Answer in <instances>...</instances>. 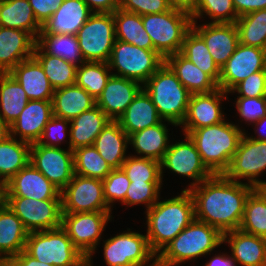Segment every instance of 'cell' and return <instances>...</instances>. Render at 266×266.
<instances>
[{
  "mask_svg": "<svg viewBox=\"0 0 266 266\" xmlns=\"http://www.w3.org/2000/svg\"><path fill=\"white\" fill-rule=\"evenodd\" d=\"M254 187L215 174L190 188L195 219L218 229L222 234L240 228L245 202Z\"/></svg>",
  "mask_w": 266,
  "mask_h": 266,
  "instance_id": "1",
  "label": "cell"
},
{
  "mask_svg": "<svg viewBox=\"0 0 266 266\" xmlns=\"http://www.w3.org/2000/svg\"><path fill=\"white\" fill-rule=\"evenodd\" d=\"M161 197L145 211L146 236L151 250L158 255L194 219V202L188 190L169 199Z\"/></svg>",
  "mask_w": 266,
  "mask_h": 266,
  "instance_id": "2",
  "label": "cell"
},
{
  "mask_svg": "<svg viewBox=\"0 0 266 266\" xmlns=\"http://www.w3.org/2000/svg\"><path fill=\"white\" fill-rule=\"evenodd\" d=\"M245 131L228 118L215 125L181 132L194 142L203 164L215 175L228 170Z\"/></svg>",
  "mask_w": 266,
  "mask_h": 266,
  "instance_id": "3",
  "label": "cell"
},
{
  "mask_svg": "<svg viewBox=\"0 0 266 266\" xmlns=\"http://www.w3.org/2000/svg\"><path fill=\"white\" fill-rule=\"evenodd\" d=\"M221 245L223 234L218 229L194 219L157 255V266H179L186 261L194 263L200 257L211 256Z\"/></svg>",
  "mask_w": 266,
  "mask_h": 266,
  "instance_id": "4",
  "label": "cell"
},
{
  "mask_svg": "<svg viewBox=\"0 0 266 266\" xmlns=\"http://www.w3.org/2000/svg\"><path fill=\"white\" fill-rule=\"evenodd\" d=\"M163 120L177 127L183 122L191 93L182 85L176 74L164 63L143 85Z\"/></svg>",
  "mask_w": 266,
  "mask_h": 266,
  "instance_id": "5",
  "label": "cell"
},
{
  "mask_svg": "<svg viewBox=\"0 0 266 266\" xmlns=\"http://www.w3.org/2000/svg\"><path fill=\"white\" fill-rule=\"evenodd\" d=\"M142 22L154 49L165 59L181 51L193 21L189 13L171 8L167 12L143 15Z\"/></svg>",
  "mask_w": 266,
  "mask_h": 266,
  "instance_id": "6",
  "label": "cell"
},
{
  "mask_svg": "<svg viewBox=\"0 0 266 266\" xmlns=\"http://www.w3.org/2000/svg\"><path fill=\"white\" fill-rule=\"evenodd\" d=\"M25 251L36 260L53 266H86V258L62 227L29 232Z\"/></svg>",
  "mask_w": 266,
  "mask_h": 266,
  "instance_id": "7",
  "label": "cell"
},
{
  "mask_svg": "<svg viewBox=\"0 0 266 266\" xmlns=\"http://www.w3.org/2000/svg\"><path fill=\"white\" fill-rule=\"evenodd\" d=\"M164 63L165 59L156 50H146L117 39L108 61L110 70L116 71H112V75L137 81L141 85Z\"/></svg>",
  "mask_w": 266,
  "mask_h": 266,
  "instance_id": "8",
  "label": "cell"
},
{
  "mask_svg": "<svg viewBox=\"0 0 266 266\" xmlns=\"http://www.w3.org/2000/svg\"><path fill=\"white\" fill-rule=\"evenodd\" d=\"M113 218L112 212L62 213L61 227L86 262H93V254L99 250L97 246L100 247L103 231Z\"/></svg>",
  "mask_w": 266,
  "mask_h": 266,
  "instance_id": "9",
  "label": "cell"
},
{
  "mask_svg": "<svg viewBox=\"0 0 266 266\" xmlns=\"http://www.w3.org/2000/svg\"><path fill=\"white\" fill-rule=\"evenodd\" d=\"M103 257L106 266H156L157 255L151 250L146 234L131 231L104 240Z\"/></svg>",
  "mask_w": 266,
  "mask_h": 266,
  "instance_id": "10",
  "label": "cell"
},
{
  "mask_svg": "<svg viewBox=\"0 0 266 266\" xmlns=\"http://www.w3.org/2000/svg\"><path fill=\"white\" fill-rule=\"evenodd\" d=\"M76 36L84 61L108 63L116 40L113 13H93Z\"/></svg>",
  "mask_w": 266,
  "mask_h": 266,
  "instance_id": "11",
  "label": "cell"
},
{
  "mask_svg": "<svg viewBox=\"0 0 266 266\" xmlns=\"http://www.w3.org/2000/svg\"><path fill=\"white\" fill-rule=\"evenodd\" d=\"M183 135L184 140L169 144L168 150L161 161V177L163 181L165 170L168 169L173 174L175 173L188 179L191 178L192 182L186 188H183V190H189L210 178L213 174L203 164L194 142L188 135Z\"/></svg>",
  "mask_w": 266,
  "mask_h": 266,
  "instance_id": "12",
  "label": "cell"
},
{
  "mask_svg": "<svg viewBox=\"0 0 266 266\" xmlns=\"http://www.w3.org/2000/svg\"><path fill=\"white\" fill-rule=\"evenodd\" d=\"M264 172L266 174V141L251 139L244 133L224 175L232 181L255 188L263 181L259 177Z\"/></svg>",
  "mask_w": 266,
  "mask_h": 266,
  "instance_id": "13",
  "label": "cell"
},
{
  "mask_svg": "<svg viewBox=\"0 0 266 266\" xmlns=\"http://www.w3.org/2000/svg\"><path fill=\"white\" fill-rule=\"evenodd\" d=\"M62 213L112 212L104 198L100 179L74 174L61 191Z\"/></svg>",
  "mask_w": 266,
  "mask_h": 266,
  "instance_id": "14",
  "label": "cell"
},
{
  "mask_svg": "<svg viewBox=\"0 0 266 266\" xmlns=\"http://www.w3.org/2000/svg\"><path fill=\"white\" fill-rule=\"evenodd\" d=\"M6 205L22 221L28 232L61 227V200H34L25 197H6Z\"/></svg>",
  "mask_w": 266,
  "mask_h": 266,
  "instance_id": "15",
  "label": "cell"
},
{
  "mask_svg": "<svg viewBox=\"0 0 266 266\" xmlns=\"http://www.w3.org/2000/svg\"><path fill=\"white\" fill-rule=\"evenodd\" d=\"M30 163L62 191L74 176V155L67 147L58 148L32 143Z\"/></svg>",
  "mask_w": 266,
  "mask_h": 266,
  "instance_id": "16",
  "label": "cell"
},
{
  "mask_svg": "<svg viewBox=\"0 0 266 266\" xmlns=\"http://www.w3.org/2000/svg\"><path fill=\"white\" fill-rule=\"evenodd\" d=\"M265 54V49L239 43L235 52L220 68L218 87L229 93L251 74L265 70Z\"/></svg>",
  "mask_w": 266,
  "mask_h": 266,
  "instance_id": "17",
  "label": "cell"
},
{
  "mask_svg": "<svg viewBox=\"0 0 266 266\" xmlns=\"http://www.w3.org/2000/svg\"><path fill=\"white\" fill-rule=\"evenodd\" d=\"M228 95L220 88L209 93L192 94L186 116L179 127L182 131H193L221 123L227 118L222 110V102L229 99Z\"/></svg>",
  "mask_w": 266,
  "mask_h": 266,
  "instance_id": "18",
  "label": "cell"
},
{
  "mask_svg": "<svg viewBox=\"0 0 266 266\" xmlns=\"http://www.w3.org/2000/svg\"><path fill=\"white\" fill-rule=\"evenodd\" d=\"M6 197L61 200V191L31 163L5 183Z\"/></svg>",
  "mask_w": 266,
  "mask_h": 266,
  "instance_id": "19",
  "label": "cell"
},
{
  "mask_svg": "<svg viewBox=\"0 0 266 266\" xmlns=\"http://www.w3.org/2000/svg\"><path fill=\"white\" fill-rule=\"evenodd\" d=\"M192 22V29L204 40L214 62L221 68L235 52L239 33L235 23Z\"/></svg>",
  "mask_w": 266,
  "mask_h": 266,
  "instance_id": "20",
  "label": "cell"
},
{
  "mask_svg": "<svg viewBox=\"0 0 266 266\" xmlns=\"http://www.w3.org/2000/svg\"><path fill=\"white\" fill-rule=\"evenodd\" d=\"M52 116V100H29L10 125V136L30 144L36 143Z\"/></svg>",
  "mask_w": 266,
  "mask_h": 266,
  "instance_id": "21",
  "label": "cell"
},
{
  "mask_svg": "<svg viewBox=\"0 0 266 266\" xmlns=\"http://www.w3.org/2000/svg\"><path fill=\"white\" fill-rule=\"evenodd\" d=\"M141 89L142 85L137 81L111 75L96 105L112 121H117Z\"/></svg>",
  "mask_w": 266,
  "mask_h": 266,
  "instance_id": "22",
  "label": "cell"
},
{
  "mask_svg": "<svg viewBox=\"0 0 266 266\" xmlns=\"http://www.w3.org/2000/svg\"><path fill=\"white\" fill-rule=\"evenodd\" d=\"M36 39L28 32L0 26V73H9L18 63L31 58Z\"/></svg>",
  "mask_w": 266,
  "mask_h": 266,
  "instance_id": "23",
  "label": "cell"
},
{
  "mask_svg": "<svg viewBox=\"0 0 266 266\" xmlns=\"http://www.w3.org/2000/svg\"><path fill=\"white\" fill-rule=\"evenodd\" d=\"M223 244L238 266H266V238L236 229L223 234Z\"/></svg>",
  "mask_w": 266,
  "mask_h": 266,
  "instance_id": "24",
  "label": "cell"
},
{
  "mask_svg": "<svg viewBox=\"0 0 266 266\" xmlns=\"http://www.w3.org/2000/svg\"><path fill=\"white\" fill-rule=\"evenodd\" d=\"M177 127L174 123L163 120L157 125L137 131L129 136V145L134 149L137 157H144L161 162L168 150L170 139L168 125ZM167 125V126H166Z\"/></svg>",
  "mask_w": 266,
  "mask_h": 266,
  "instance_id": "25",
  "label": "cell"
},
{
  "mask_svg": "<svg viewBox=\"0 0 266 266\" xmlns=\"http://www.w3.org/2000/svg\"><path fill=\"white\" fill-rule=\"evenodd\" d=\"M22 86L29 100H52L54 89L39 61L32 56L9 72Z\"/></svg>",
  "mask_w": 266,
  "mask_h": 266,
  "instance_id": "26",
  "label": "cell"
},
{
  "mask_svg": "<svg viewBox=\"0 0 266 266\" xmlns=\"http://www.w3.org/2000/svg\"><path fill=\"white\" fill-rule=\"evenodd\" d=\"M92 14L84 0H64L41 32L76 35Z\"/></svg>",
  "mask_w": 266,
  "mask_h": 266,
  "instance_id": "27",
  "label": "cell"
},
{
  "mask_svg": "<svg viewBox=\"0 0 266 266\" xmlns=\"http://www.w3.org/2000/svg\"><path fill=\"white\" fill-rule=\"evenodd\" d=\"M93 146L112 169H120L128 157L129 136L118 121H110L96 137Z\"/></svg>",
  "mask_w": 266,
  "mask_h": 266,
  "instance_id": "28",
  "label": "cell"
},
{
  "mask_svg": "<svg viewBox=\"0 0 266 266\" xmlns=\"http://www.w3.org/2000/svg\"><path fill=\"white\" fill-rule=\"evenodd\" d=\"M117 121L126 134L130 136L137 131L157 125L163 119L152 103L150 96L142 88Z\"/></svg>",
  "mask_w": 266,
  "mask_h": 266,
  "instance_id": "29",
  "label": "cell"
},
{
  "mask_svg": "<svg viewBox=\"0 0 266 266\" xmlns=\"http://www.w3.org/2000/svg\"><path fill=\"white\" fill-rule=\"evenodd\" d=\"M112 121L97 105L70 121V149L93 145L102 129Z\"/></svg>",
  "mask_w": 266,
  "mask_h": 266,
  "instance_id": "30",
  "label": "cell"
},
{
  "mask_svg": "<svg viewBox=\"0 0 266 266\" xmlns=\"http://www.w3.org/2000/svg\"><path fill=\"white\" fill-rule=\"evenodd\" d=\"M165 63L176 74L182 85L191 93H209L218 89V84L180 52L165 58Z\"/></svg>",
  "mask_w": 266,
  "mask_h": 266,
  "instance_id": "31",
  "label": "cell"
},
{
  "mask_svg": "<svg viewBox=\"0 0 266 266\" xmlns=\"http://www.w3.org/2000/svg\"><path fill=\"white\" fill-rule=\"evenodd\" d=\"M96 105V100L77 84L54 90L53 115L71 121Z\"/></svg>",
  "mask_w": 266,
  "mask_h": 266,
  "instance_id": "32",
  "label": "cell"
},
{
  "mask_svg": "<svg viewBox=\"0 0 266 266\" xmlns=\"http://www.w3.org/2000/svg\"><path fill=\"white\" fill-rule=\"evenodd\" d=\"M0 26L26 31L35 39L42 29L28 0L0 1Z\"/></svg>",
  "mask_w": 266,
  "mask_h": 266,
  "instance_id": "33",
  "label": "cell"
},
{
  "mask_svg": "<svg viewBox=\"0 0 266 266\" xmlns=\"http://www.w3.org/2000/svg\"><path fill=\"white\" fill-rule=\"evenodd\" d=\"M28 231L6 205L0 208V252L8 259L25 250Z\"/></svg>",
  "mask_w": 266,
  "mask_h": 266,
  "instance_id": "34",
  "label": "cell"
},
{
  "mask_svg": "<svg viewBox=\"0 0 266 266\" xmlns=\"http://www.w3.org/2000/svg\"><path fill=\"white\" fill-rule=\"evenodd\" d=\"M115 37L146 50H155L149 34L144 29L142 16L121 8L113 12Z\"/></svg>",
  "mask_w": 266,
  "mask_h": 266,
  "instance_id": "35",
  "label": "cell"
},
{
  "mask_svg": "<svg viewBox=\"0 0 266 266\" xmlns=\"http://www.w3.org/2000/svg\"><path fill=\"white\" fill-rule=\"evenodd\" d=\"M36 45L44 53L59 57L77 67L84 62L76 35L40 32Z\"/></svg>",
  "mask_w": 266,
  "mask_h": 266,
  "instance_id": "36",
  "label": "cell"
},
{
  "mask_svg": "<svg viewBox=\"0 0 266 266\" xmlns=\"http://www.w3.org/2000/svg\"><path fill=\"white\" fill-rule=\"evenodd\" d=\"M29 101L26 92L10 73H0V118L9 126Z\"/></svg>",
  "mask_w": 266,
  "mask_h": 266,
  "instance_id": "37",
  "label": "cell"
},
{
  "mask_svg": "<svg viewBox=\"0 0 266 266\" xmlns=\"http://www.w3.org/2000/svg\"><path fill=\"white\" fill-rule=\"evenodd\" d=\"M31 144L14 137L0 143V181L6 183L30 163Z\"/></svg>",
  "mask_w": 266,
  "mask_h": 266,
  "instance_id": "38",
  "label": "cell"
},
{
  "mask_svg": "<svg viewBox=\"0 0 266 266\" xmlns=\"http://www.w3.org/2000/svg\"><path fill=\"white\" fill-rule=\"evenodd\" d=\"M33 56L42 65L54 90L76 84V65L44 53L37 45H35Z\"/></svg>",
  "mask_w": 266,
  "mask_h": 266,
  "instance_id": "39",
  "label": "cell"
},
{
  "mask_svg": "<svg viewBox=\"0 0 266 266\" xmlns=\"http://www.w3.org/2000/svg\"><path fill=\"white\" fill-rule=\"evenodd\" d=\"M180 53L218 84L220 68L214 62L204 40L193 29L186 34Z\"/></svg>",
  "mask_w": 266,
  "mask_h": 266,
  "instance_id": "40",
  "label": "cell"
},
{
  "mask_svg": "<svg viewBox=\"0 0 266 266\" xmlns=\"http://www.w3.org/2000/svg\"><path fill=\"white\" fill-rule=\"evenodd\" d=\"M111 75L108 63L84 61L77 67L76 84L97 100Z\"/></svg>",
  "mask_w": 266,
  "mask_h": 266,
  "instance_id": "41",
  "label": "cell"
},
{
  "mask_svg": "<svg viewBox=\"0 0 266 266\" xmlns=\"http://www.w3.org/2000/svg\"><path fill=\"white\" fill-rule=\"evenodd\" d=\"M235 24L239 43L266 50V9L240 16Z\"/></svg>",
  "mask_w": 266,
  "mask_h": 266,
  "instance_id": "42",
  "label": "cell"
},
{
  "mask_svg": "<svg viewBox=\"0 0 266 266\" xmlns=\"http://www.w3.org/2000/svg\"><path fill=\"white\" fill-rule=\"evenodd\" d=\"M74 172L77 175L104 180L113 170L93 145L73 150Z\"/></svg>",
  "mask_w": 266,
  "mask_h": 266,
  "instance_id": "43",
  "label": "cell"
},
{
  "mask_svg": "<svg viewBox=\"0 0 266 266\" xmlns=\"http://www.w3.org/2000/svg\"><path fill=\"white\" fill-rule=\"evenodd\" d=\"M239 229L266 238V201L255 189L247 197Z\"/></svg>",
  "mask_w": 266,
  "mask_h": 266,
  "instance_id": "44",
  "label": "cell"
},
{
  "mask_svg": "<svg viewBox=\"0 0 266 266\" xmlns=\"http://www.w3.org/2000/svg\"><path fill=\"white\" fill-rule=\"evenodd\" d=\"M191 16L192 21L197 23L198 19H204L207 16L211 20L207 23H235L239 18L232 0H197Z\"/></svg>",
  "mask_w": 266,
  "mask_h": 266,
  "instance_id": "45",
  "label": "cell"
},
{
  "mask_svg": "<svg viewBox=\"0 0 266 266\" xmlns=\"http://www.w3.org/2000/svg\"><path fill=\"white\" fill-rule=\"evenodd\" d=\"M121 169L131 182H164L161 177V162L154 159L129 154Z\"/></svg>",
  "mask_w": 266,
  "mask_h": 266,
  "instance_id": "46",
  "label": "cell"
},
{
  "mask_svg": "<svg viewBox=\"0 0 266 266\" xmlns=\"http://www.w3.org/2000/svg\"><path fill=\"white\" fill-rule=\"evenodd\" d=\"M162 185V182H131L127 189L126 198L121 204L127 207L142 204L147 211L159 200Z\"/></svg>",
  "mask_w": 266,
  "mask_h": 266,
  "instance_id": "47",
  "label": "cell"
},
{
  "mask_svg": "<svg viewBox=\"0 0 266 266\" xmlns=\"http://www.w3.org/2000/svg\"><path fill=\"white\" fill-rule=\"evenodd\" d=\"M102 182L105 201L113 210L115 203H122L125 200L131 181L120 168L113 169Z\"/></svg>",
  "mask_w": 266,
  "mask_h": 266,
  "instance_id": "48",
  "label": "cell"
},
{
  "mask_svg": "<svg viewBox=\"0 0 266 266\" xmlns=\"http://www.w3.org/2000/svg\"><path fill=\"white\" fill-rule=\"evenodd\" d=\"M67 139L70 140V121L53 115L37 143L58 148H61V144L66 143L70 148V141Z\"/></svg>",
  "mask_w": 266,
  "mask_h": 266,
  "instance_id": "49",
  "label": "cell"
},
{
  "mask_svg": "<svg viewBox=\"0 0 266 266\" xmlns=\"http://www.w3.org/2000/svg\"><path fill=\"white\" fill-rule=\"evenodd\" d=\"M234 99L235 103L233 104H235L237 114L241 119V121L238 120V123H234L238 128H241L239 122H243V120L250 126L266 116V97H236Z\"/></svg>",
  "mask_w": 266,
  "mask_h": 266,
  "instance_id": "50",
  "label": "cell"
},
{
  "mask_svg": "<svg viewBox=\"0 0 266 266\" xmlns=\"http://www.w3.org/2000/svg\"><path fill=\"white\" fill-rule=\"evenodd\" d=\"M237 92V93H236ZM236 93L237 97H266V72L258 71L238 83L228 94Z\"/></svg>",
  "mask_w": 266,
  "mask_h": 266,
  "instance_id": "51",
  "label": "cell"
},
{
  "mask_svg": "<svg viewBox=\"0 0 266 266\" xmlns=\"http://www.w3.org/2000/svg\"><path fill=\"white\" fill-rule=\"evenodd\" d=\"M119 8L141 16L171 9L167 0H119Z\"/></svg>",
  "mask_w": 266,
  "mask_h": 266,
  "instance_id": "52",
  "label": "cell"
},
{
  "mask_svg": "<svg viewBox=\"0 0 266 266\" xmlns=\"http://www.w3.org/2000/svg\"><path fill=\"white\" fill-rule=\"evenodd\" d=\"M38 23L43 26L64 0H28Z\"/></svg>",
  "mask_w": 266,
  "mask_h": 266,
  "instance_id": "53",
  "label": "cell"
},
{
  "mask_svg": "<svg viewBox=\"0 0 266 266\" xmlns=\"http://www.w3.org/2000/svg\"><path fill=\"white\" fill-rule=\"evenodd\" d=\"M237 16L255 12L257 10L266 9V0H232Z\"/></svg>",
  "mask_w": 266,
  "mask_h": 266,
  "instance_id": "54",
  "label": "cell"
},
{
  "mask_svg": "<svg viewBox=\"0 0 266 266\" xmlns=\"http://www.w3.org/2000/svg\"><path fill=\"white\" fill-rule=\"evenodd\" d=\"M93 13H113L119 8V0H84Z\"/></svg>",
  "mask_w": 266,
  "mask_h": 266,
  "instance_id": "55",
  "label": "cell"
},
{
  "mask_svg": "<svg viewBox=\"0 0 266 266\" xmlns=\"http://www.w3.org/2000/svg\"><path fill=\"white\" fill-rule=\"evenodd\" d=\"M8 266H53L43 263L30 256L25 250L7 260Z\"/></svg>",
  "mask_w": 266,
  "mask_h": 266,
  "instance_id": "56",
  "label": "cell"
},
{
  "mask_svg": "<svg viewBox=\"0 0 266 266\" xmlns=\"http://www.w3.org/2000/svg\"><path fill=\"white\" fill-rule=\"evenodd\" d=\"M203 266H238L234 259L227 253H215Z\"/></svg>",
  "mask_w": 266,
  "mask_h": 266,
  "instance_id": "57",
  "label": "cell"
},
{
  "mask_svg": "<svg viewBox=\"0 0 266 266\" xmlns=\"http://www.w3.org/2000/svg\"><path fill=\"white\" fill-rule=\"evenodd\" d=\"M168 4L173 9L182 10L190 15L196 8L197 0H167Z\"/></svg>",
  "mask_w": 266,
  "mask_h": 266,
  "instance_id": "58",
  "label": "cell"
},
{
  "mask_svg": "<svg viewBox=\"0 0 266 266\" xmlns=\"http://www.w3.org/2000/svg\"><path fill=\"white\" fill-rule=\"evenodd\" d=\"M254 127V135L248 134L246 131V135L251 138L258 141H266V116L260 119L258 122L252 124ZM258 134V135H257ZM257 135V136H256Z\"/></svg>",
  "mask_w": 266,
  "mask_h": 266,
  "instance_id": "59",
  "label": "cell"
},
{
  "mask_svg": "<svg viewBox=\"0 0 266 266\" xmlns=\"http://www.w3.org/2000/svg\"><path fill=\"white\" fill-rule=\"evenodd\" d=\"M10 137V126L0 118V143Z\"/></svg>",
  "mask_w": 266,
  "mask_h": 266,
  "instance_id": "60",
  "label": "cell"
},
{
  "mask_svg": "<svg viewBox=\"0 0 266 266\" xmlns=\"http://www.w3.org/2000/svg\"><path fill=\"white\" fill-rule=\"evenodd\" d=\"M260 195L261 197L266 201V180H263L260 184H258L254 188Z\"/></svg>",
  "mask_w": 266,
  "mask_h": 266,
  "instance_id": "61",
  "label": "cell"
},
{
  "mask_svg": "<svg viewBox=\"0 0 266 266\" xmlns=\"http://www.w3.org/2000/svg\"><path fill=\"white\" fill-rule=\"evenodd\" d=\"M6 202V190H5V183L0 181V208Z\"/></svg>",
  "mask_w": 266,
  "mask_h": 266,
  "instance_id": "62",
  "label": "cell"
},
{
  "mask_svg": "<svg viewBox=\"0 0 266 266\" xmlns=\"http://www.w3.org/2000/svg\"><path fill=\"white\" fill-rule=\"evenodd\" d=\"M7 258L0 252V266H4L7 263Z\"/></svg>",
  "mask_w": 266,
  "mask_h": 266,
  "instance_id": "63",
  "label": "cell"
},
{
  "mask_svg": "<svg viewBox=\"0 0 266 266\" xmlns=\"http://www.w3.org/2000/svg\"><path fill=\"white\" fill-rule=\"evenodd\" d=\"M86 266H93V262H86Z\"/></svg>",
  "mask_w": 266,
  "mask_h": 266,
  "instance_id": "64",
  "label": "cell"
},
{
  "mask_svg": "<svg viewBox=\"0 0 266 266\" xmlns=\"http://www.w3.org/2000/svg\"><path fill=\"white\" fill-rule=\"evenodd\" d=\"M265 72H266V54H265Z\"/></svg>",
  "mask_w": 266,
  "mask_h": 266,
  "instance_id": "65",
  "label": "cell"
}]
</instances>
